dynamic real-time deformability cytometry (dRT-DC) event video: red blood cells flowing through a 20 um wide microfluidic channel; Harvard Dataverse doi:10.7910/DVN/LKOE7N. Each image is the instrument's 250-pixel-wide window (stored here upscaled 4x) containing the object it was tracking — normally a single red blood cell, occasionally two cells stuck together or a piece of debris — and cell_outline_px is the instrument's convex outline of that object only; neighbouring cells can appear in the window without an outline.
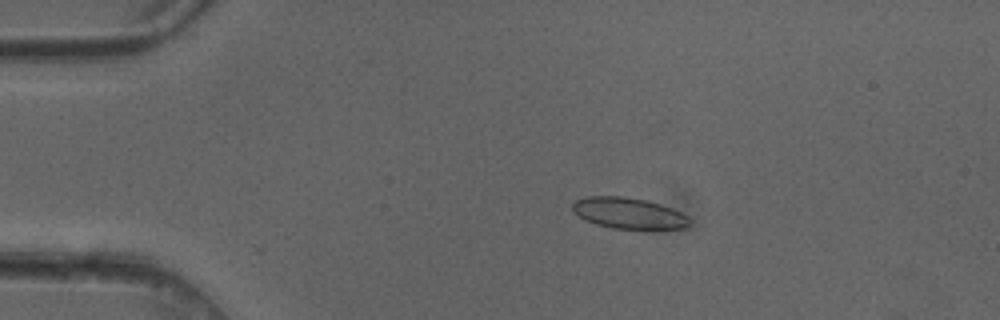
{"species": "common noctule bat (a hibernating species)", "species_latin": "Nyctalus noctula", "temperature_condition": "cold", "stored_images_in_passage": 5, "camera_frame_rate_fps": 3000, "um_per_image_px": 0.085, "animal": {"sex": "female"}, "frame": {"image": 1, "passage_image": 3, "time_ms": 0.667, "image_size_px": [1000, 320], "cell_outline_px": [[692, 224], [688, 228], [612, 228], [596, 224], [584, 220], [572, 212], [572, 204], [576, 200], [588, 196], [624, 196], [644, 200], [660, 204], [672, 208], [688, 216], [692, 220]], "centroid_in_image_um": [53.44, 18.12], "position_along_channel_um": 31.6, "area_um2": 21.21}}
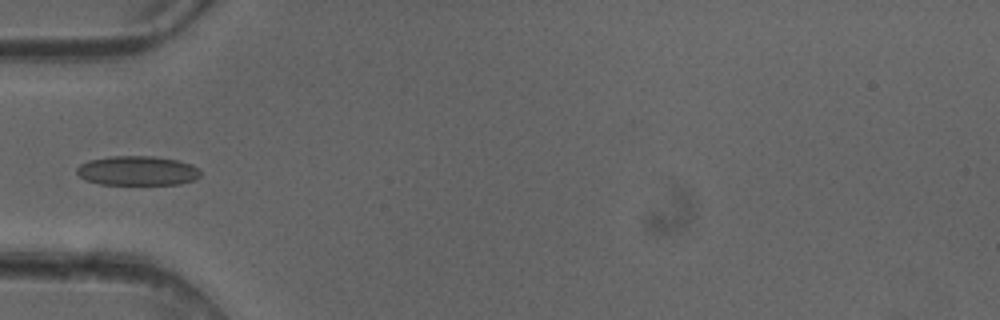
{"frame": {"image": 2, "passage_image": 4, "time_ms": 1.0, "image_size_px": [1000, 320], "cell_outline_px": [[200, 176], [196, 180], [180, 184], [100, 184], [84, 180], [76, 172], [76, 168], [80, 164], [88, 160], [108, 156], [152, 156], [180, 160], [192, 164], [200, 168]], "centroid_in_image_um": [11.7, 14.5], "position_along_channel_um": 73.3, "area_um2": 21.56}}
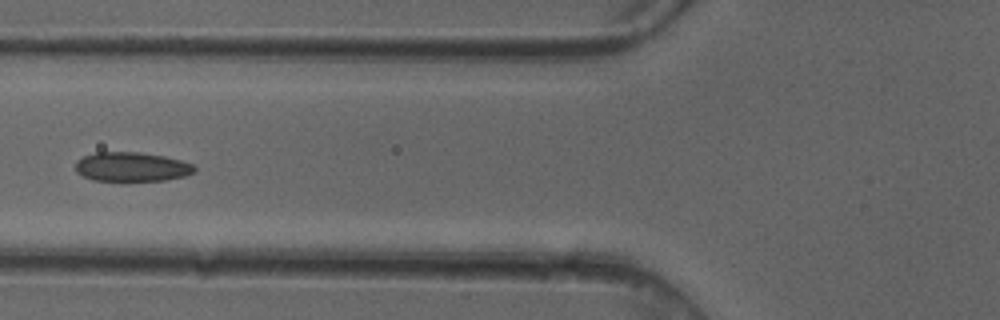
{"frame": {"image": 3, "passage_image": 5, "time_ms": 1.333, "image_size_px": [1000, 320], "cell_outline_px": [[196, 172], [184, 176], [164, 180], [92, 180], [76, 172], [76, 160], [84, 156], [96, 152], [140, 152], [164, 156], [196, 164]], "centroid_in_image_um": [11.22, 14.17], "position_along_channel_um": 114.6, "area_um2": 20.29}}